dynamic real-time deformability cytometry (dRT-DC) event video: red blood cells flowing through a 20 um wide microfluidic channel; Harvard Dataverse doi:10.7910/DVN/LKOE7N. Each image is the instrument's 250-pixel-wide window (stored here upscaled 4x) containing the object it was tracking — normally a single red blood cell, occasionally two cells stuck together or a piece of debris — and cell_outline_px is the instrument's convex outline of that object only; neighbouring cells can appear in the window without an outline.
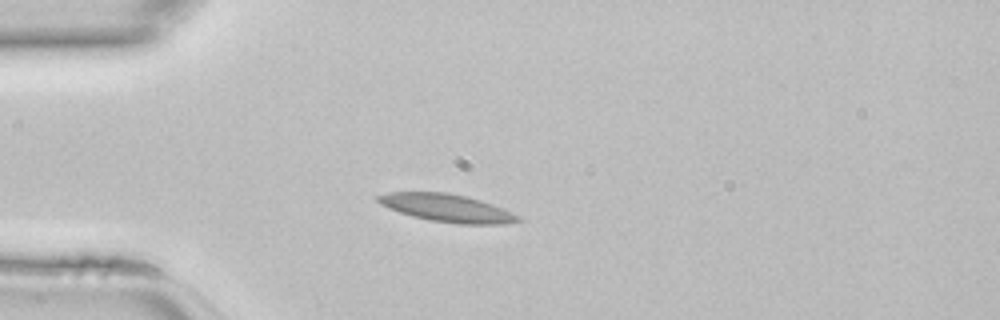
{"species": "common noctule bat (a hibernating species)", "species_latin": "Nyctalus noctula", "temperature_condition": "room temperature", "stored_images_in_passage": 34, "camera_frame_rate_fps": 3000, "um_per_image_px": 0.085, "animal": {"sex": "female", "body_mass_g": 22.7, "forearm_length_mm": 54.2}, "frame": {"image": 1, "passage_image": 1, "time_ms": 0.0, "image_size_px": [1000, 320], "cell_outline_px": [[524, 220], [508, 224], [460, 224], [428, 220], [412, 216], [388, 208], [380, 204], [372, 196], [388, 192], [448, 192], [480, 200], [492, 204], [520, 216]], "centroid_in_image_um": [37.96, 17.68], "position_along_channel_um": 47.0, "area_um2": 22.83}}
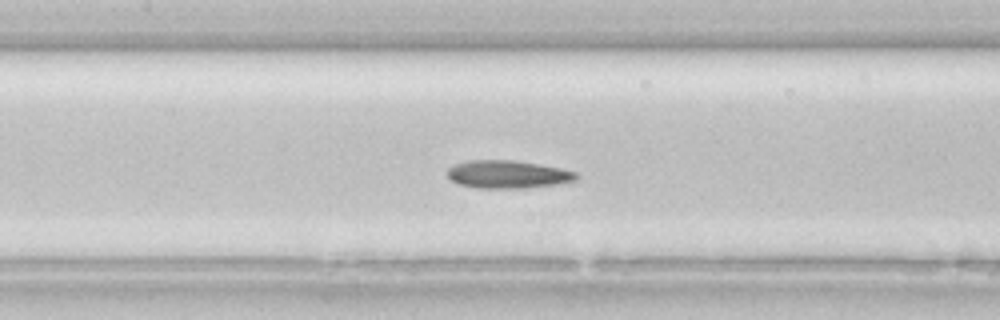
{"frame": {"image": 2, "passage_image": 10, "time_ms": 3.0, "image_size_px": [1000, 320], "cell_outline_px": [[580, 176], [576, 180], [556, 184], [524, 188], [476, 188], [460, 184], [452, 180], [448, 176], [448, 168], [456, 164], [468, 160], [512, 160], [560, 168], [576, 172]], "centroid_in_image_um": [43.16, 14.82], "position_along_channel_um": 164.2, "area_um2": 20.75}}
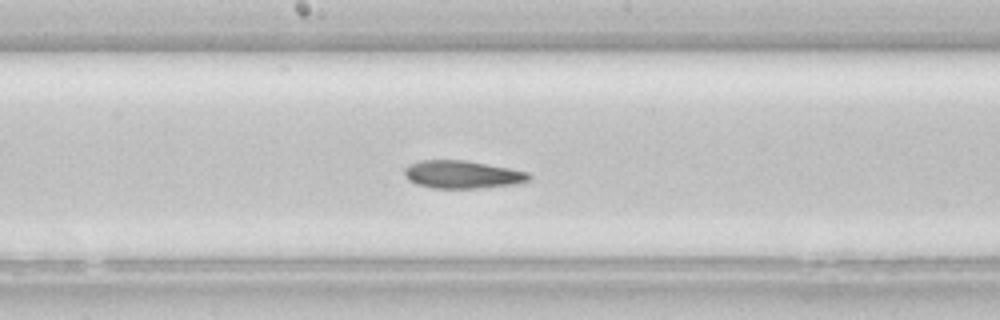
{"frame": {"image": 3, "passage_image": 13, "time_ms": 4.0, "image_size_px": [1000, 320], "cell_outline_px": [[532, 180], [524, 184], [484, 188], [432, 188], [416, 184], [408, 180], [404, 172], [404, 168], [408, 164], [420, 160], [464, 160], [508, 168], [528, 172], [532, 176]], "centroid_in_image_um": [39.35, 14.85], "position_along_channel_um": 208.8, "area_um2": 20.58}}